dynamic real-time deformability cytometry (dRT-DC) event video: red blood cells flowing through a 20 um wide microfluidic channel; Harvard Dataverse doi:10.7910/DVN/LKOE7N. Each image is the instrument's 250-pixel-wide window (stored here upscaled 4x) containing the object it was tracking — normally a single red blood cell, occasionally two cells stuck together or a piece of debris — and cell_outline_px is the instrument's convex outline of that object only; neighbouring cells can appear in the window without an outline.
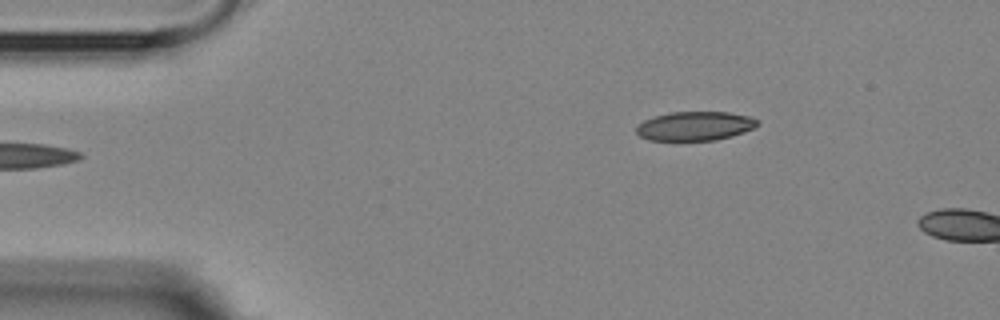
{"species": "Egyptian fruit bat (a non-hibernating species)", "species_latin": "Rousettus aegyptiacus", "temperature_condition": "room temperature", "stored_images_in_passage": 2, "camera_frame_rate_fps": 3000, "um_per_image_px": 0.085, "animal": {"sex": "female"}, "frame": {"image": 1, "passage_image": 2, "time_ms": 1.0, "image_size_px": [1000, 320], "cell_outline_px": [[760, 124], [756, 128], [732, 136], [716, 140], [648, 140], [640, 136], [636, 132], [636, 128], [644, 120], [652, 116], [668, 112], [728, 112], [748, 116], [760, 120]], "centroid_in_image_um": [59.1, 10.71], "position_along_channel_um": 25.9, "area_um2": 20.69}}